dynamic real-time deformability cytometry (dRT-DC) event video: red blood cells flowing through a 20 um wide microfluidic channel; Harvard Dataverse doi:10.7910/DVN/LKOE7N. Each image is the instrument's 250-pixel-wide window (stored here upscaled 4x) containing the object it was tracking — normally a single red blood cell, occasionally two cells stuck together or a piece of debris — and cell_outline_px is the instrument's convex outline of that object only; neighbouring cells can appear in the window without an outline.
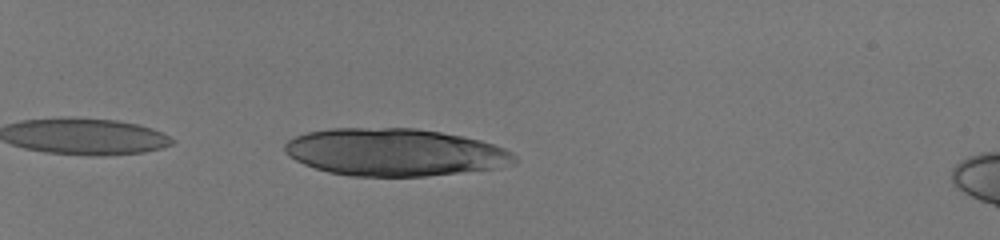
{"species": "human", "species_latin": "Homo sapiens", "temperature_condition": "room temperature", "stored_images_in_passage": 15, "camera_frame_rate_fps": 3000, "um_per_image_px": 0.085, "donor": {"sex": "male"}, "frame": {"image": 1, "passage_image": 4, "time_ms": 1.0, "image_size_px": [1000, 240], "cell_outline_px": [[516, 164], [492, 168], [424, 176], [348, 176], [328, 172], [304, 164], [296, 160], [284, 152], [284, 144], [288, 140], [296, 136], [308, 132], [332, 128], [416, 128], [464, 136], [480, 140], [504, 148], [512, 152], [516, 156]], "centroid_in_image_um": [33.53, 12.93], "position_along_channel_um": 51.5, "area_um2": 63.35}}
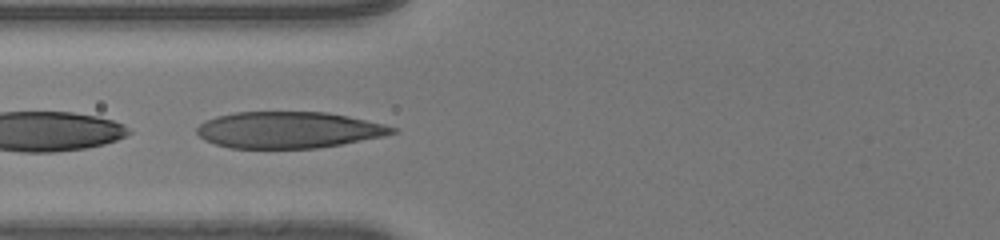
{"frame": {"image": 2, "passage_image": 13, "time_ms": 4.0, "image_size_px": [1000, 240], "cell_outline_px": [[400, 132], [384, 136], [340, 144], [316, 148], [232, 148], [216, 144], [204, 140], [196, 132], [196, 128], [200, 124], [216, 116], [236, 112], [328, 112], [348, 116], [384, 124], [396, 128]], "centroid_in_image_um": [24.55, 11.04], "position_along_channel_um": 101.3, "area_um2": 41.38}}